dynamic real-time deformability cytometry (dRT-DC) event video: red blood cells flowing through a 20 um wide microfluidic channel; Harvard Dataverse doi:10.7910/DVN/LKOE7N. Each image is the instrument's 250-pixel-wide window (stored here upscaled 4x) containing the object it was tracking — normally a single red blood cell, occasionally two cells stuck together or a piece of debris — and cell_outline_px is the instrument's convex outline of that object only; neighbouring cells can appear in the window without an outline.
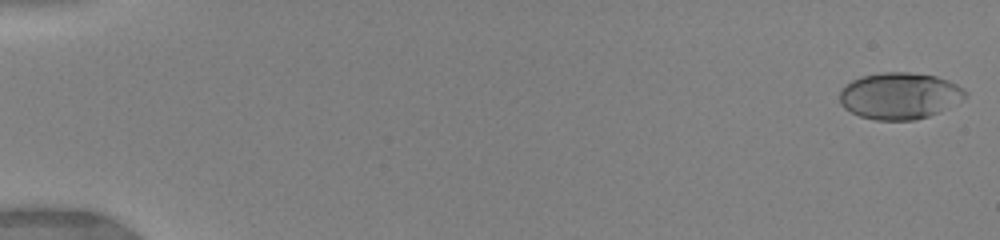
{"species": "human", "species_latin": "Homo sapiens", "temperature_condition": "warm", "stored_images_in_passage": 10, "camera_frame_rate_fps": 3000, "um_per_image_px": 0.085, "donor": {"sex": "female"}, "frame": {"image": 1, "passage_image": 1, "time_ms": 0.0, "image_size_px": [1000, 240], "cell_outline_px": [[968, 96], [940, 112], [916, 120], [876, 120], [860, 116], [844, 108], [840, 104], [840, 92], [852, 80], [860, 76], [880, 72], [908, 72], [936, 76], [948, 80], [964, 88], [968, 92]], "centroid_in_image_um": [76.49, 8.14], "position_along_channel_um": 8.5, "area_um2": 34.22}}
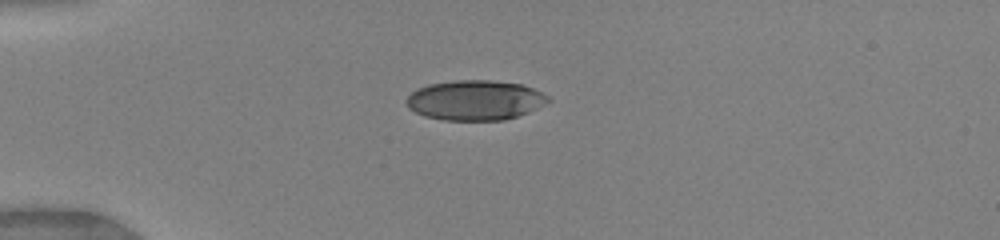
{"frame": {"image": 2, "passage_image": 9, "time_ms": 4.333, "image_size_px": [1000, 240], "cell_outline_px": [[552, 100], [528, 112], [504, 120], [444, 120], [424, 116], [408, 108], [404, 100], [416, 88], [428, 84], [456, 80], [492, 80], [524, 84], [548, 96]], "centroid_in_image_um": [40.35, 8.51], "position_along_channel_um": 44.6, "area_um2": 33.12}}